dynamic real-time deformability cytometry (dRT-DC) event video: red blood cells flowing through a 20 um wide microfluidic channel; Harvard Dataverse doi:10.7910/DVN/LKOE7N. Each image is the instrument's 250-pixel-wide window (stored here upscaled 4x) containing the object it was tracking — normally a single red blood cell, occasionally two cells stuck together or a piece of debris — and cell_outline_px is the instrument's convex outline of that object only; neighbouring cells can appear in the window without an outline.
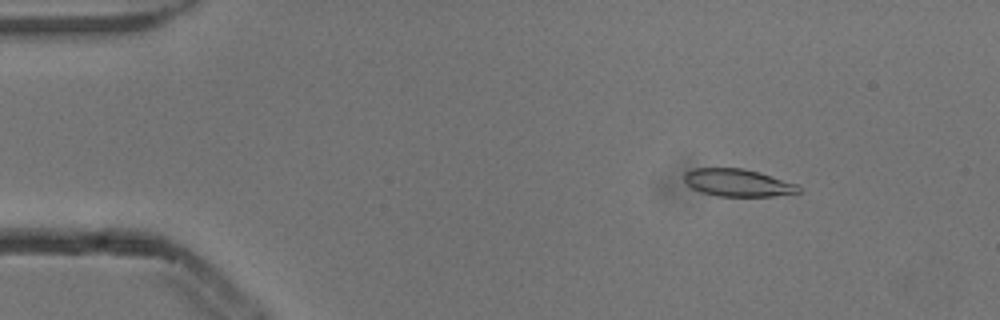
{"species": "common noctule bat (a hibernating species)", "species_latin": "Nyctalus noctula", "temperature_condition": "cold", "stored_images_in_passage": 5, "camera_frame_rate_fps": 3000, "um_per_image_px": 0.085, "animal": {"sex": "male", "body_mass_g": 13.3}, "frame": {"image": 1, "passage_image": 2, "time_ms": 0.333, "image_size_px": [1000, 320], "cell_outline_px": [[800, 192], [772, 196], [716, 196], [700, 192], [692, 188], [684, 180], [684, 172], [696, 168], [744, 168], [760, 172], [796, 184], [800, 188]], "centroid_in_image_um": [62.68, 15.53], "position_along_channel_um": 22.3, "area_um2": 18.26}}
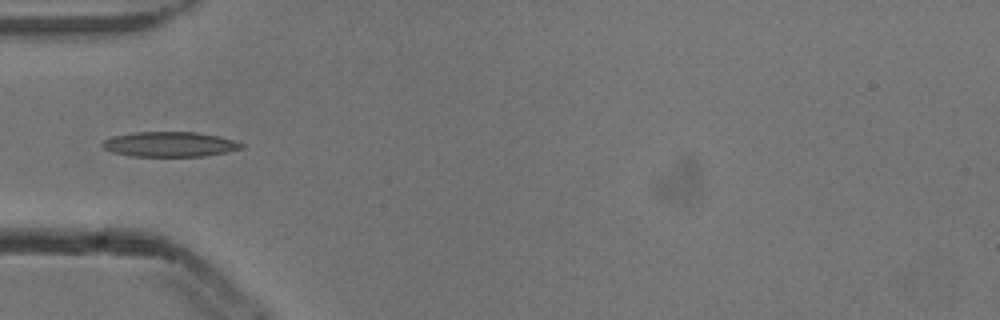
{"frame": {"image": 2, "passage_image": 5, "time_ms": 1.333, "image_size_px": [1000, 320], "cell_outline_px": [[244, 148], [228, 152], [204, 156], [132, 156], [112, 152], [104, 148], [100, 144], [104, 140], [112, 136], [136, 132], [196, 132], [216, 136], [232, 140], [244, 144]], "centroid_in_image_um": [14.42, 12.27], "position_along_channel_um": 70.6, "area_um2": 20.17}}